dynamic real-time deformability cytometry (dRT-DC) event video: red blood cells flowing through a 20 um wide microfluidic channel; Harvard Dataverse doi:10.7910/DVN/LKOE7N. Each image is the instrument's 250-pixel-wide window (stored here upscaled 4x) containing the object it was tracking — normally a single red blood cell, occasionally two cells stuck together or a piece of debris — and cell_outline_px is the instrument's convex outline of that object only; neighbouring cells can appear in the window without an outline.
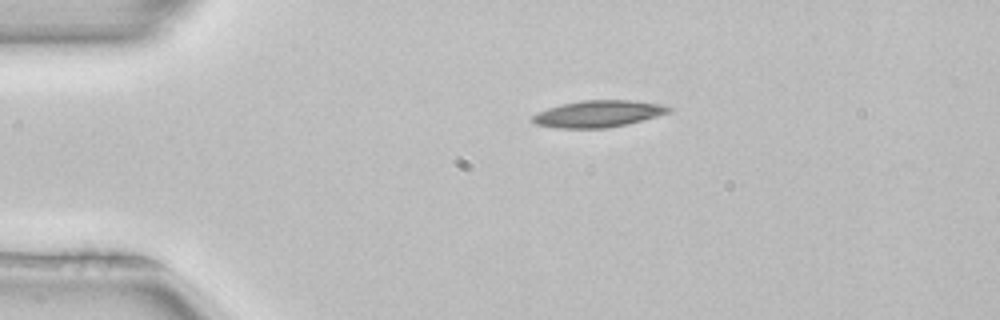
{"species": "common noctule bat (a hibernating species)", "species_latin": "Nyctalus noctula", "temperature_condition": "room temperature", "stored_images_in_passage": 42, "camera_frame_rate_fps": 3000, "um_per_image_px": 0.085, "animal": {"sex": "female", "body_mass_g": 22.7, "forearm_length_mm": 54.2}, "frame": {"image": 1, "passage_image": 1, "time_ms": 0.0, "image_size_px": [1000, 320], "cell_outline_px": [[672, 108], [668, 112], [656, 116], [628, 124], [608, 128], [556, 128], [536, 124], [532, 120], [532, 116], [536, 112], [560, 104], [584, 100], [632, 100], [660, 104]], "centroid_in_image_um": [50.81, 9.67], "position_along_channel_um": 34.2, "area_um2": 21.15}}
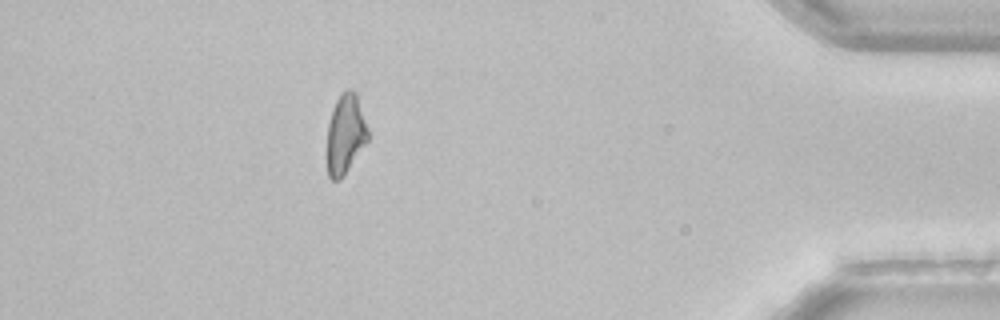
{"frame": {"image": 2, "passage_image": 36, "time_ms": 11.667, "image_size_px": [1000, 320], "cell_outline_px": [[368, 140], [344, 176], [340, 180], [332, 180], [328, 176], [328, 124], [332, 108], [340, 92], [348, 88], [352, 88], [356, 92], [368, 132]], "centroid_in_image_um": [29.35, 11.37], "position_along_channel_um": 405.8, "area_um2": 18.9}}